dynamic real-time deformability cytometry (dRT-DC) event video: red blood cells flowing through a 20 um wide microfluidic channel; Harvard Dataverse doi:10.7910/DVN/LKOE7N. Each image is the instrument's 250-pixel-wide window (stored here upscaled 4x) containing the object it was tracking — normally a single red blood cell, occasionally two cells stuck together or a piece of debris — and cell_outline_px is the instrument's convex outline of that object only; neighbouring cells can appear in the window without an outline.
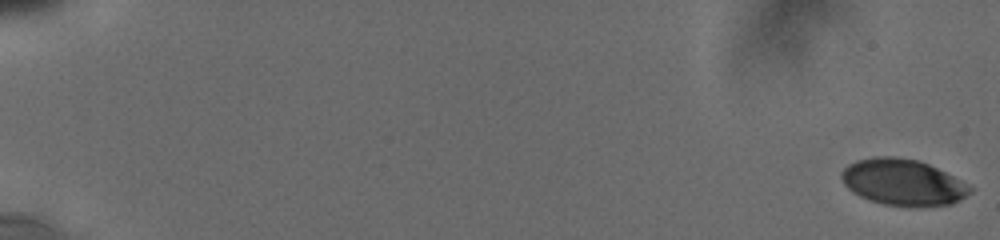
{"species": "human", "species_latin": "Homo sapiens", "temperature_condition": "cold", "stored_images_in_passage": 19, "camera_frame_rate_fps": 3000, "um_per_image_px": 0.085, "donor": {"sex": "male"}, "frame": {"image": 1, "passage_image": 1, "time_ms": 0.0, "image_size_px": [1000, 240], "cell_outline_px": [[976, 188], [972, 192], [960, 200], [952, 204], [920, 208], [908, 208], [884, 204], [868, 200], [852, 192], [844, 184], [840, 176], [840, 172], [848, 164], [856, 160], [872, 156], [896, 156], [920, 160]], "centroid_in_image_um": [76.75, 15.51], "position_along_channel_um": 8.2, "area_um2": 35.43}}
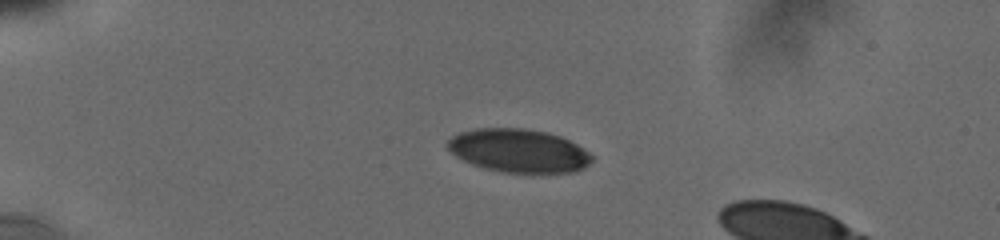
{"frame": {"image": 2, "passage_image": 10, "time_ms": 5.0, "image_size_px": [1000, 240], "cell_outline_px": [[592, 160], [584, 168], [572, 172], [540, 176], [532, 176], [504, 172], [484, 168], [472, 164], [456, 156], [448, 148], [448, 140], [452, 136], [460, 132], [476, 128], [524, 128], [548, 132], [560, 136], [576, 144], [588, 152], [592, 156]], "centroid_in_image_um": [44.12, 12.85], "position_along_channel_um": 40.9, "area_um2": 37.28}}
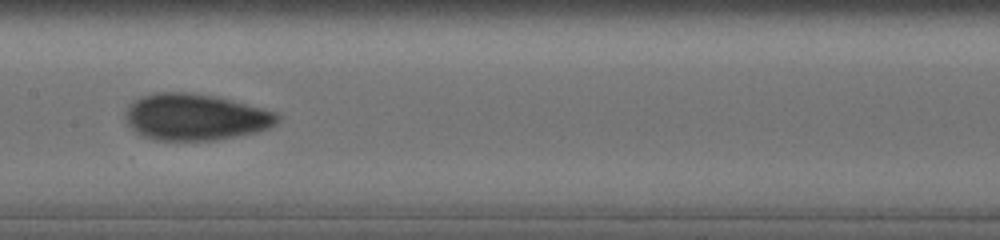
{"frame": {"image": 3, "passage_image": 19, "time_ms": 10.333, "image_size_px": [1000, 240], "cell_outline_px": [[280, 120], [276, 124], [268, 128], [256, 132], [216, 140], [156, 140], [140, 136], [128, 124], [124, 116], [124, 112], [128, 104], [140, 96], [156, 92], [184, 92], [212, 96], [276, 112], [280, 116]], "centroid_in_image_um": [16.54, 9.96], "position_along_channel_um": 190.9, "area_um2": 41.1}}